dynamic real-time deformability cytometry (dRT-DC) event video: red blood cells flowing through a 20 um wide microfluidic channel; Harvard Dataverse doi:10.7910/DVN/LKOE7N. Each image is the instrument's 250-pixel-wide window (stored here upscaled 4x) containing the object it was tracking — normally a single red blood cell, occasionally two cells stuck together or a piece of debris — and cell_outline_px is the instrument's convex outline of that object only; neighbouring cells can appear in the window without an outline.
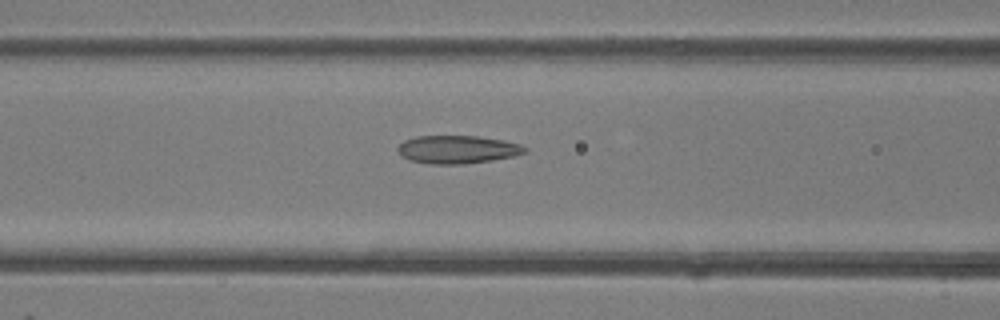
{"species": "common noctule bat (a hibernating species)", "species_latin": "Nyctalus noctula", "temperature_condition": "room temperature", "stored_images_in_passage": 5, "camera_frame_rate_fps": 3000, "um_per_image_px": 0.085, "animal": {"sex": "female"}, "frame": {"image": 1, "passage_image": 5, "time_ms": 4.667, "image_size_px": [1000, 320], "cell_outline_px": [[528, 152], [512, 156], [492, 160], [464, 164], [428, 164], [408, 160], [400, 156], [396, 148], [404, 140], [416, 136], [476, 136], [504, 140], [520, 144], [528, 148]], "centroid_in_image_um": [38.86, 12.71], "position_along_channel_um": 127.7, "area_um2": 20.98}}